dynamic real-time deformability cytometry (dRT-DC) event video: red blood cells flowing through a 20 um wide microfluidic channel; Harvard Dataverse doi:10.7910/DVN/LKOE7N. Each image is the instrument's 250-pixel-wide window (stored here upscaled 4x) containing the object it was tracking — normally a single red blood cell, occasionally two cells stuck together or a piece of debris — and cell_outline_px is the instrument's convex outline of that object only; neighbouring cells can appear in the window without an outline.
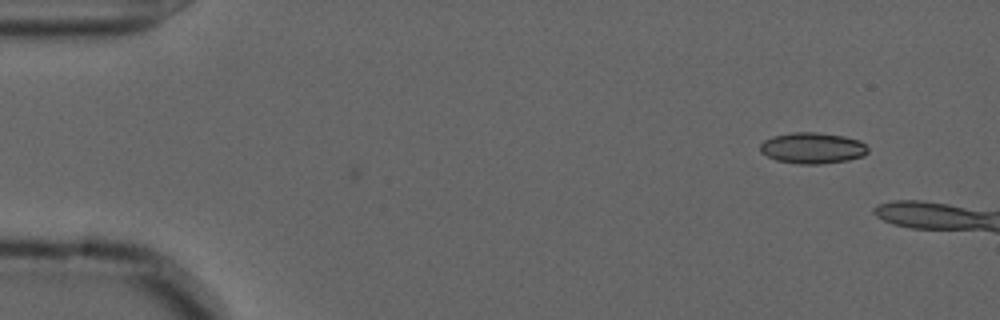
{"species": "common noctule bat (a hibernating species)", "species_latin": "Nyctalus noctula", "temperature_condition": "cold", "stored_images_in_passage": 4, "camera_frame_rate_fps": 3000, "um_per_image_px": 0.085, "animal": {"sex": "male", "forearm_length_mm": 52.5}, "frame": {"image": 1, "passage_image": 4, "time_ms": 1.0, "image_size_px": [1000, 320], "cell_outline_px": [[868, 152], [864, 156], [848, 160], [820, 164], [800, 164], [776, 160], [760, 152], [760, 144], [764, 140], [772, 136], [792, 132], [816, 132], [844, 136], [860, 140], [868, 148]], "centroid_in_image_um": [69.06, 12.58], "position_along_channel_um": 15.9, "area_um2": 19.59}}